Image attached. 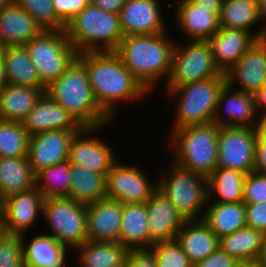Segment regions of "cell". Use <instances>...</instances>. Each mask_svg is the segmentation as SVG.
<instances>
[{
    "instance_id": "cell-1",
    "label": "cell",
    "mask_w": 266,
    "mask_h": 267,
    "mask_svg": "<svg viewBox=\"0 0 266 267\" xmlns=\"http://www.w3.org/2000/svg\"><path fill=\"white\" fill-rule=\"evenodd\" d=\"M84 65L94 97L100 109L113 120L118 103L142 100L150 92L124 66L114 51L77 54ZM136 99V100H135ZM114 116V117H113Z\"/></svg>"
},
{
    "instance_id": "cell-2",
    "label": "cell",
    "mask_w": 266,
    "mask_h": 267,
    "mask_svg": "<svg viewBox=\"0 0 266 267\" xmlns=\"http://www.w3.org/2000/svg\"><path fill=\"white\" fill-rule=\"evenodd\" d=\"M169 35L165 32L124 36L114 51L150 93L161 79L166 84L171 74L175 42Z\"/></svg>"
},
{
    "instance_id": "cell-3",
    "label": "cell",
    "mask_w": 266,
    "mask_h": 267,
    "mask_svg": "<svg viewBox=\"0 0 266 267\" xmlns=\"http://www.w3.org/2000/svg\"><path fill=\"white\" fill-rule=\"evenodd\" d=\"M46 93L72 114L83 127H106L112 122L100 109L88 73L77 58L46 88Z\"/></svg>"
},
{
    "instance_id": "cell-4",
    "label": "cell",
    "mask_w": 266,
    "mask_h": 267,
    "mask_svg": "<svg viewBox=\"0 0 266 267\" xmlns=\"http://www.w3.org/2000/svg\"><path fill=\"white\" fill-rule=\"evenodd\" d=\"M64 31L77 54L115 51L124 38L119 14L106 12L92 3L75 15Z\"/></svg>"
},
{
    "instance_id": "cell-5",
    "label": "cell",
    "mask_w": 266,
    "mask_h": 267,
    "mask_svg": "<svg viewBox=\"0 0 266 267\" xmlns=\"http://www.w3.org/2000/svg\"><path fill=\"white\" fill-rule=\"evenodd\" d=\"M219 128L212 122L170 131L171 162L208 178L217 168Z\"/></svg>"
},
{
    "instance_id": "cell-6",
    "label": "cell",
    "mask_w": 266,
    "mask_h": 267,
    "mask_svg": "<svg viewBox=\"0 0 266 267\" xmlns=\"http://www.w3.org/2000/svg\"><path fill=\"white\" fill-rule=\"evenodd\" d=\"M226 84L225 76L165 88L167 97L176 99L175 117L171 131L189 126L213 122L221 90Z\"/></svg>"
},
{
    "instance_id": "cell-7",
    "label": "cell",
    "mask_w": 266,
    "mask_h": 267,
    "mask_svg": "<svg viewBox=\"0 0 266 267\" xmlns=\"http://www.w3.org/2000/svg\"><path fill=\"white\" fill-rule=\"evenodd\" d=\"M170 163L171 168L159 173L158 190L186 220L203 219L208 201L207 177Z\"/></svg>"
},
{
    "instance_id": "cell-8",
    "label": "cell",
    "mask_w": 266,
    "mask_h": 267,
    "mask_svg": "<svg viewBox=\"0 0 266 267\" xmlns=\"http://www.w3.org/2000/svg\"><path fill=\"white\" fill-rule=\"evenodd\" d=\"M24 47L46 88L77 58V52L65 31L42 30Z\"/></svg>"
},
{
    "instance_id": "cell-9",
    "label": "cell",
    "mask_w": 266,
    "mask_h": 267,
    "mask_svg": "<svg viewBox=\"0 0 266 267\" xmlns=\"http://www.w3.org/2000/svg\"><path fill=\"white\" fill-rule=\"evenodd\" d=\"M42 217L51 229L45 235L53 237L67 249L73 251L87 241L86 205L68 197L47 198L44 199Z\"/></svg>"
},
{
    "instance_id": "cell-10",
    "label": "cell",
    "mask_w": 266,
    "mask_h": 267,
    "mask_svg": "<svg viewBox=\"0 0 266 267\" xmlns=\"http://www.w3.org/2000/svg\"><path fill=\"white\" fill-rule=\"evenodd\" d=\"M188 42V43H187ZM186 44H175L172 70L165 88H176L183 84L225 76L214 62L209 41L187 40Z\"/></svg>"
},
{
    "instance_id": "cell-11",
    "label": "cell",
    "mask_w": 266,
    "mask_h": 267,
    "mask_svg": "<svg viewBox=\"0 0 266 267\" xmlns=\"http://www.w3.org/2000/svg\"><path fill=\"white\" fill-rule=\"evenodd\" d=\"M177 2V4H176ZM224 0L174 1L177 29L192 41H208L220 29L219 15Z\"/></svg>"
},
{
    "instance_id": "cell-12",
    "label": "cell",
    "mask_w": 266,
    "mask_h": 267,
    "mask_svg": "<svg viewBox=\"0 0 266 267\" xmlns=\"http://www.w3.org/2000/svg\"><path fill=\"white\" fill-rule=\"evenodd\" d=\"M257 133L258 127H220L217 167L251 173Z\"/></svg>"
},
{
    "instance_id": "cell-13",
    "label": "cell",
    "mask_w": 266,
    "mask_h": 267,
    "mask_svg": "<svg viewBox=\"0 0 266 267\" xmlns=\"http://www.w3.org/2000/svg\"><path fill=\"white\" fill-rule=\"evenodd\" d=\"M139 166L117 161L106 175V196L122 204L146 203L158 189ZM145 174V175H144Z\"/></svg>"
},
{
    "instance_id": "cell-14",
    "label": "cell",
    "mask_w": 266,
    "mask_h": 267,
    "mask_svg": "<svg viewBox=\"0 0 266 267\" xmlns=\"http://www.w3.org/2000/svg\"><path fill=\"white\" fill-rule=\"evenodd\" d=\"M100 127H83L72 139L69 158L70 164L103 174L106 176L118 159L110 144L94 137ZM91 134H93L92 137ZM90 136V137H89Z\"/></svg>"
},
{
    "instance_id": "cell-15",
    "label": "cell",
    "mask_w": 266,
    "mask_h": 267,
    "mask_svg": "<svg viewBox=\"0 0 266 267\" xmlns=\"http://www.w3.org/2000/svg\"><path fill=\"white\" fill-rule=\"evenodd\" d=\"M44 197L33 189L7 196L0 202V221L6 234L23 235L43 214Z\"/></svg>"
},
{
    "instance_id": "cell-16",
    "label": "cell",
    "mask_w": 266,
    "mask_h": 267,
    "mask_svg": "<svg viewBox=\"0 0 266 267\" xmlns=\"http://www.w3.org/2000/svg\"><path fill=\"white\" fill-rule=\"evenodd\" d=\"M79 131L49 130L31 135L27 159L33 172L67 161L72 139Z\"/></svg>"
},
{
    "instance_id": "cell-17",
    "label": "cell",
    "mask_w": 266,
    "mask_h": 267,
    "mask_svg": "<svg viewBox=\"0 0 266 267\" xmlns=\"http://www.w3.org/2000/svg\"><path fill=\"white\" fill-rule=\"evenodd\" d=\"M235 87L226 83L221 90L213 123L219 127H259L263 122L257 114L254 96Z\"/></svg>"
},
{
    "instance_id": "cell-18",
    "label": "cell",
    "mask_w": 266,
    "mask_h": 267,
    "mask_svg": "<svg viewBox=\"0 0 266 267\" xmlns=\"http://www.w3.org/2000/svg\"><path fill=\"white\" fill-rule=\"evenodd\" d=\"M226 83L244 93L254 94L266 84V37L257 41L225 73Z\"/></svg>"
},
{
    "instance_id": "cell-19",
    "label": "cell",
    "mask_w": 266,
    "mask_h": 267,
    "mask_svg": "<svg viewBox=\"0 0 266 267\" xmlns=\"http://www.w3.org/2000/svg\"><path fill=\"white\" fill-rule=\"evenodd\" d=\"M159 0H126L119 12L124 36L168 32Z\"/></svg>"
},
{
    "instance_id": "cell-20",
    "label": "cell",
    "mask_w": 266,
    "mask_h": 267,
    "mask_svg": "<svg viewBox=\"0 0 266 267\" xmlns=\"http://www.w3.org/2000/svg\"><path fill=\"white\" fill-rule=\"evenodd\" d=\"M150 247L158 242L176 240L187 221L184 216L156 190L146 202Z\"/></svg>"
},
{
    "instance_id": "cell-21",
    "label": "cell",
    "mask_w": 266,
    "mask_h": 267,
    "mask_svg": "<svg viewBox=\"0 0 266 267\" xmlns=\"http://www.w3.org/2000/svg\"><path fill=\"white\" fill-rule=\"evenodd\" d=\"M21 124L30 136L49 130H81L83 128L72 114L46 92L21 121Z\"/></svg>"
},
{
    "instance_id": "cell-22",
    "label": "cell",
    "mask_w": 266,
    "mask_h": 267,
    "mask_svg": "<svg viewBox=\"0 0 266 267\" xmlns=\"http://www.w3.org/2000/svg\"><path fill=\"white\" fill-rule=\"evenodd\" d=\"M87 241L118 242L123 214V204L112 199H102L86 205Z\"/></svg>"
},
{
    "instance_id": "cell-23",
    "label": "cell",
    "mask_w": 266,
    "mask_h": 267,
    "mask_svg": "<svg viewBox=\"0 0 266 267\" xmlns=\"http://www.w3.org/2000/svg\"><path fill=\"white\" fill-rule=\"evenodd\" d=\"M214 62L222 73H226L257 41V38L243 29L220 28L209 40Z\"/></svg>"
},
{
    "instance_id": "cell-24",
    "label": "cell",
    "mask_w": 266,
    "mask_h": 267,
    "mask_svg": "<svg viewBox=\"0 0 266 267\" xmlns=\"http://www.w3.org/2000/svg\"><path fill=\"white\" fill-rule=\"evenodd\" d=\"M253 31L257 22L263 23ZM220 28L243 29L251 32L257 39L266 37V15L256 0H224L219 15Z\"/></svg>"
},
{
    "instance_id": "cell-25",
    "label": "cell",
    "mask_w": 266,
    "mask_h": 267,
    "mask_svg": "<svg viewBox=\"0 0 266 267\" xmlns=\"http://www.w3.org/2000/svg\"><path fill=\"white\" fill-rule=\"evenodd\" d=\"M41 31L33 17L13 0L0 11V44L24 46Z\"/></svg>"
},
{
    "instance_id": "cell-26",
    "label": "cell",
    "mask_w": 266,
    "mask_h": 267,
    "mask_svg": "<svg viewBox=\"0 0 266 267\" xmlns=\"http://www.w3.org/2000/svg\"><path fill=\"white\" fill-rule=\"evenodd\" d=\"M176 241L193 264L205 259L219 247V238L203 219L187 220L178 232Z\"/></svg>"
},
{
    "instance_id": "cell-27",
    "label": "cell",
    "mask_w": 266,
    "mask_h": 267,
    "mask_svg": "<svg viewBox=\"0 0 266 267\" xmlns=\"http://www.w3.org/2000/svg\"><path fill=\"white\" fill-rule=\"evenodd\" d=\"M46 92V87L7 83L0 91V120L21 122Z\"/></svg>"
},
{
    "instance_id": "cell-28",
    "label": "cell",
    "mask_w": 266,
    "mask_h": 267,
    "mask_svg": "<svg viewBox=\"0 0 266 267\" xmlns=\"http://www.w3.org/2000/svg\"><path fill=\"white\" fill-rule=\"evenodd\" d=\"M118 242L128 250L150 248L146 203L123 204Z\"/></svg>"
},
{
    "instance_id": "cell-29",
    "label": "cell",
    "mask_w": 266,
    "mask_h": 267,
    "mask_svg": "<svg viewBox=\"0 0 266 267\" xmlns=\"http://www.w3.org/2000/svg\"><path fill=\"white\" fill-rule=\"evenodd\" d=\"M22 235L26 267H66L68 249L53 237L40 234L26 243Z\"/></svg>"
},
{
    "instance_id": "cell-30",
    "label": "cell",
    "mask_w": 266,
    "mask_h": 267,
    "mask_svg": "<svg viewBox=\"0 0 266 267\" xmlns=\"http://www.w3.org/2000/svg\"><path fill=\"white\" fill-rule=\"evenodd\" d=\"M203 221L218 238L232 234L246 227L245 204L207 202Z\"/></svg>"
},
{
    "instance_id": "cell-31",
    "label": "cell",
    "mask_w": 266,
    "mask_h": 267,
    "mask_svg": "<svg viewBox=\"0 0 266 267\" xmlns=\"http://www.w3.org/2000/svg\"><path fill=\"white\" fill-rule=\"evenodd\" d=\"M35 176L27 157H0V201L35 187Z\"/></svg>"
},
{
    "instance_id": "cell-32",
    "label": "cell",
    "mask_w": 266,
    "mask_h": 267,
    "mask_svg": "<svg viewBox=\"0 0 266 267\" xmlns=\"http://www.w3.org/2000/svg\"><path fill=\"white\" fill-rule=\"evenodd\" d=\"M79 267H123L128 249L119 242L86 241L75 248Z\"/></svg>"
},
{
    "instance_id": "cell-33",
    "label": "cell",
    "mask_w": 266,
    "mask_h": 267,
    "mask_svg": "<svg viewBox=\"0 0 266 267\" xmlns=\"http://www.w3.org/2000/svg\"><path fill=\"white\" fill-rule=\"evenodd\" d=\"M70 175L68 198L84 205L107 198L106 176L103 174L70 164Z\"/></svg>"
},
{
    "instance_id": "cell-34",
    "label": "cell",
    "mask_w": 266,
    "mask_h": 267,
    "mask_svg": "<svg viewBox=\"0 0 266 267\" xmlns=\"http://www.w3.org/2000/svg\"><path fill=\"white\" fill-rule=\"evenodd\" d=\"M245 177L246 174L240 171L217 167L207 178V202H243V188Z\"/></svg>"
},
{
    "instance_id": "cell-35",
    "label": "cell",
    "mask_w": 266,
    "mask_h": 267,
    "mask_svg": "<svg viewBox=\"0 0 266 267\" xmlns=\"http://www.w3.org/2000/svg\"><path fill=\"white\" fill-rule=\"evenodd\" d=\"M4 70L7 83L28 87H45L24 46H8Z\"/></svg>"
},
{
    "instance_id": "cell-36",
    "label": "cell",
    "mask_w": 266,
    "mask_h": 267,
    "mask_svg": "<svg viewBox=\"0 0 266 267\" xmlns=\"http://www.w3.org/2000/svg\"><path fill=\"white\" fill-rule=\"evenodd\" d=\"M263 232L250 227L219 238V247L237 261L253 262L257 260L262 244Z\"/></svg>"
},
{
    "instance_id": "cell-37",
    "label": "cell",
    "mask_w": 266,
    "mask_h": 267,
    "mask_svg": "<svg viewBox=\"0 0 266 267\" xmlns=\"http://www.w3.org/2000/svg\"><path fill=\"white\" fill-rule=\"evenodd\" d=\"M70 179V162L67 160L36 173L35 187L44 199L68 197Z\"/></svg>"
},
{
    "instance_id": "cell-38",
    "label": "cell",
    "mask_w": 266,
    "mask_h": 267,
    "mask_svg": "<svg viewBox=\"0 0 266 267\" xmlns=\"http://www.w3.org/2000/svg\"><path fill=\"white\" fill-rule=\"evenodd\" d=\"M29 138L21 122L0 120V157H27Z\"/></svg>"
},
{
    "instance_id": "cell-39",
    "label": "cell",
    "mask_w": 266,
    "mask_h": 267,
    "mask_svg": "<svg viewBox=\"0 0 266 267\" xmlns=\"http://www.w3.org/2000/svg\"><path fill=\"white\" fill-rule=\"evenodd\" d=\"M30 14L42 30L64 31L66 25L57 17L52 0H13Z\"/></svg>"
},
{
    "instance_id": "cell-40",
    "label": "cell",
    "mask_w": 266,
    "mask_h": 267,
    "mask_svg": "<svg viewBox=\"0 0 266 267\" xmlns=\"http://www.w3.org/2000/svg\"><path fill=\"white\" fill-rule=\"evenodd\" d=\"M149 250L155 256L157 267H193L176 240L155 243Z\"/></svg>"
},
{
    "instance_id": "cell-41",
    "label": "cell",
    "mask_w": 266,
    "mask_h": 267,
    "mask_svg": "<svg viewBox=\"0 0 266 267\" xmlns=\"http://www.w3.org/2000/svg\"><path fill=\"white\" fill-rule=\"evenodd\" d=\"M0 267H26L22 235L5 234L1 238Z\"/></svg>"
},
{
    "instance_id": "cell-42",
    "label": "cell",
    "mask_w": 266,
    "mask_h": 267,
    "mask_svg": "<svg viewBox=\"0 0 266 267\" xmlns=\"http://www.w3.org/2000/svg\"><path fill=\"white\" fill-rule=\"evenodd\" d=\"M266 201V175L249 173L244 180L243 202L258 203Z\"/></svg>"
},
{
    "instance_id": "cell-43",
    "label": "cell",
    "mask_w": 266,
    "mask_h": 267,
    "mask_svg": "<svg viewBox=\"0 0 266 267\" xmlns=\"http://www.w3.org/2000/svg\"><path fill=\"white\" fill-rule=\"evenodd\" d=\"M57 17L65 24L86 6L91 3V0H52Z\"/></svg>"
},
{
    "instance_id": "cell-44",
    "label": "cell",
    "mask_w": 266,
    "mask_h": 267,
    "mask_svg": "<svg viewBox=\"0 0 266 267\" xmlns=\"http://www.w3.org/2000/svg\"><path fill=\"white\" fill-rule=\"evenodd\" d=\"M246 211V226L266 232V201L244 203Z\"/></svg>"
},
{
    "instance_id": "cell-45",
    "label": "cell",
    "mask_w": 266,
    "mask_h": 267,
    "mask_svg": "<svg viewBox=\"0 0 266 267\" xmlns=\"http://www.w3.org/2000/svg\"><path fill=\"white\" fill-rule=\"evenodd\" d=\"M252 172L266 175V122L258 127Z\"/></svg>"
},
{
    "instance_id": "cell-46",
    "label": "cell",
    "mask_w": 266,
    "mask_h": 267,
    "mask_svg": "<svg viewBox=\"0 0 266 267\" xmlns=\"http://www.w3.org/2000/svg\"><path fill=\"white\" fill-rule=\"evenodd\" d=\"M123 267H157V263L149 249L129 250Z\"/></svg>"
},
{
    "instance_id": "cell-47",
    "label": "cell",
    "mask_w": 266,
    "mask_h": 267,
    "mask_svg": "<svg viewBox=\"0 0 266 267\" xmlns=\"http://www.w3.org/2000/svg\"><path fill=\"white\" fill-rule=\"evenodd\" d=\"M237 260L218 247L205 259L193 264V267H232Z\"/></svg>"
},
{
    "instance_id": "cell-48",
    "label": "cell",
    "mask_w": 266,
    "mask_h": 267,
    "mask_svg": "<svg viewBox=\"0 0 266 267\" xmlns=\"http://www.w3.org/2000/svg\"><path fill=\"white\" fill-rule=\"evenodd\" d=\"M255 108L262 122H266V84L253 94Z\"/></svg>"
},
{
    "instance_id": "cell-49",
    "label": "cell",
    "mask_w": 266,
    "mask_h": 267,
    "mask_svg": "<svg viewBox=\"0 0 266 267\" xmlns=\"http://www.w3.org/2000/svg\"><path fill=\"white\" fill-rule=\"evenodd\" d=\"M91 3L106 12L119 14L126 0H91Z\"/></svg>"
},
{
    "instance_id": "cell-50",
    "label": "cell",
    "mask_w": 266,
    "mask_h": 267,
    "mask_svg": "<svg viewBox=\"0 0 266 267\" xmlns=\"http://www.w3.org/2000/svg\"><path fill=\"white\" fill-rule=\"evenodd\" d=\"M6 49H7L6 45L0 44V91L7 84L6 77H5V70H4V60H5Z\"/></svg>"
},
{
    "instance_id": "cell-51",
    "label": "cell",
    "mask_w": 266,
    "mask_h": 267,
    "mask_svg": "<svg viewBox=\"0 0 266 267\" xmlns=\"http://www.w3.org/2000/svg\"><path fill=\"white\" fill-rule=\"evenodd\" d=\"M255 265L258 267H266V232L263 233L261 250Z\"/></svg>"
},
{
    "instance_id": "cell-52",
    "label": "cell",
    "mask_w": 266,
    "mask_h": 267,
    "mask_svg": "<svg viewBox=\"0 0 266 267\" xmlns=\"http://www.w3.org/2000/svg\"><path fill=\"white\" fill-rule=\"evenodd\" d=\"M232 267H258L253 262L237 261Z\"/></svg>"
},
{
    "instance_id": "cell-53",
    "label": "cell",
    "mask_w": 266,
    "mask_h": 267,
    "mask_svg": "<svg viewBox=\"0 0 266 267\" xmlns=\"http://www.w3.org/2000/svg\"><path fill=\"white\" fill-rule=\"evenodd\" d=\"M258 3L259 8L265 13L266 15V0H256Z\"/></svg>"
},
{
    "instance_id": "cell-54",
    "label": "cell",
    "mask_w": 266,
    "mask_h": 267,
    "mask_svg": "<svg viewBox=\"0 0 266 267\" xmlns=\"http://www.w3.org/2000/svg\"><path fill=\"white\" fill-rule=\"evenodd\" d=\"M12 0H0V11L8 5Z\"/></svg>"
},
{
    "instance_id": "cell-55",
    "label": "cell",
    "mask_w": 266,
    "mask_h": 267,
    "mask_svg": "<svg viewBox=\"0 0 266 267\" xmlns=\"http://www.w3.org/2000/svg\"><path fill=\"white\" fill-rule=\"evenodd\" d=\"M5 234H6V231L4 230V227L0 221V240Z\"/></svg>"
}]
</instances>
